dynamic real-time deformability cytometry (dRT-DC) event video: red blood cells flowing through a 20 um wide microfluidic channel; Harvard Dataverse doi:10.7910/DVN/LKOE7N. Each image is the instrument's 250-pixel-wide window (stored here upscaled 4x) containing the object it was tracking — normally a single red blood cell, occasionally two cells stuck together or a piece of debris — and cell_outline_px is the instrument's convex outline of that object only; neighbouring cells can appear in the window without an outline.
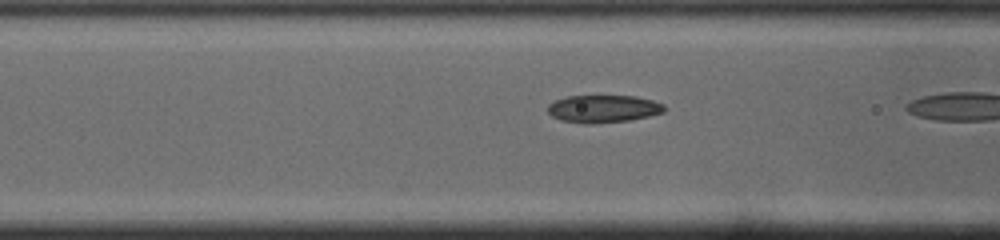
{"species": "common noctule bat (a hibernating species)", "species_latin": "Nyctalus noctula", "temperature_condition": "cold", "stored_images_in_passage": 7, "camera_frame_rate_fps": 3000, "um_per_image_px": 0.085, "animal": {"sex": "male", "body_mass_g": 19.0, "forearm_length_mm": 50.8}, "frame": {"image": 1, "passage_image": 5, "time_ms": 1.333, "image_size_px": [1000, 240], "cell_outline_px": [[668, 108], [664, 112], [648, 116], [628, 120], [592, 124], [588, 124], [560, 120], [552, 116], [548, 112], [548, 104], [556, 100], [568, 96], [636, 96], [652, 100], [664, 104]], "centroid_in_image_um": [51.3, 9.24], "position_along_channel_um": 115.3, "area_um2": 18.73}}